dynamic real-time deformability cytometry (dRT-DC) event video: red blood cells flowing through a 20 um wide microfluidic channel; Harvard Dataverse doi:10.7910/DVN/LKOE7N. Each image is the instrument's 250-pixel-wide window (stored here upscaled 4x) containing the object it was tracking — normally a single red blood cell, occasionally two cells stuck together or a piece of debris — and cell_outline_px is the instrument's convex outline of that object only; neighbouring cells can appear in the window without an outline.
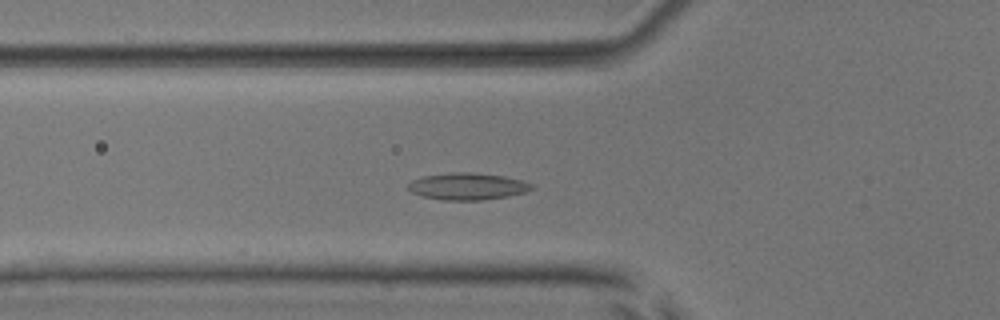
{"species": "common noctule bat (a hibernating species)", "species_latin": "Nyctalus noctula", "temperature_condition": "room temperature", "stored_images_in_passage": 50, "camera_frame_rate_fps": 3000, "um_per_image_px": 0.085, "animal": {"sex": "male", "body_mass_g": 17.9, "forearm_length_mm": 54.2}, "frame": {"image": 1, "passage_image": 17, "time_ms": 5.333, "image_size_px": [1000, 320], "cell_outline_px": [[532, 188], [524, 192], [508, 196], [480, 200], [444, 200], [424, 196], [412, 192], [408, 188], [408, 184], [412, 180], [420, 176], [452, 172], [468, 172], [504, 176], [520, 180], [532, 184]], "centroid_in_image_um": [39.7, 15.83], "position_along_channel_um": 86.1, "area_um2": 19.13}}
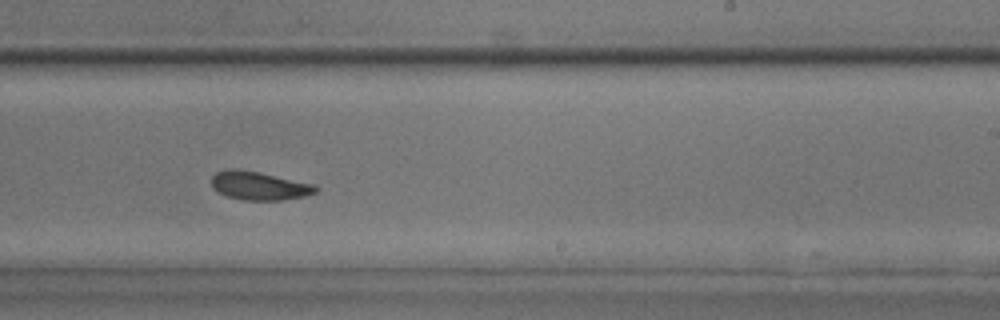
{"frame": {"image": 2, "passage_image": 31, "time_ms": 10.0, "image_size_px": [1000, 320], "cell_outline_px": [[320, 188], [316, 192], [304, 196], [284, 200], [244, 200], [228, 196], [216, 192], [212, 188], [212, 176], [216, 172], [228, 168], [236, 168], [260, 172], [316, 184]], "centroid_in_image_um": [22.04, 15.78], "position_along_channel_um": 267.0, "area_um2": 17.57}}
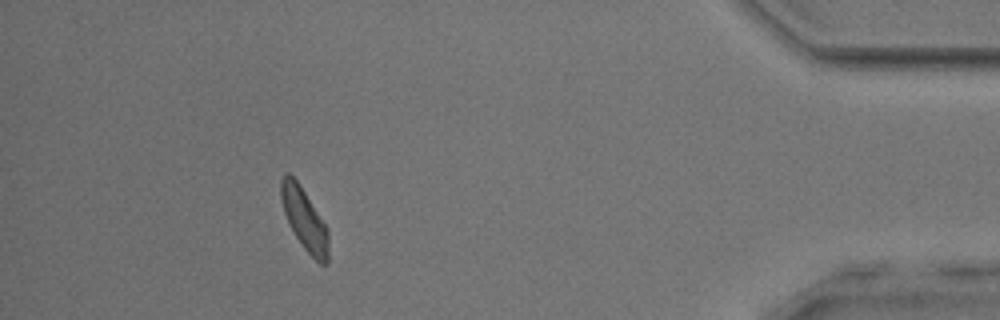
{"frame": {"image": 3, "passage_image": 46, "time_ms": 15.0, "image_size_px": [1000, 320], "cell_outline_px": [[328, 264], [320, 264], [304, 248], [288, 224], [284, 212], [280, 196], [280, 180], [284, 172], [288, 172], [300, 184], [328, 228]], "centroid_in_image_um": [25.86, 18.6], "position_along_channel_um": 409.3, "area_um2": 17.17}, "authors_computed_cell_mechanics": {"area_um2": 17.6868, "velocity_mm_per_s": 3.8903, "shape_relaxation_time_tau1_ms": 8.4611, "shape_relaxation_time_tau2_ms": 3.871, "deformation_change_tau1": 0.1299, "deformation_change_tau2": 0.0937}}